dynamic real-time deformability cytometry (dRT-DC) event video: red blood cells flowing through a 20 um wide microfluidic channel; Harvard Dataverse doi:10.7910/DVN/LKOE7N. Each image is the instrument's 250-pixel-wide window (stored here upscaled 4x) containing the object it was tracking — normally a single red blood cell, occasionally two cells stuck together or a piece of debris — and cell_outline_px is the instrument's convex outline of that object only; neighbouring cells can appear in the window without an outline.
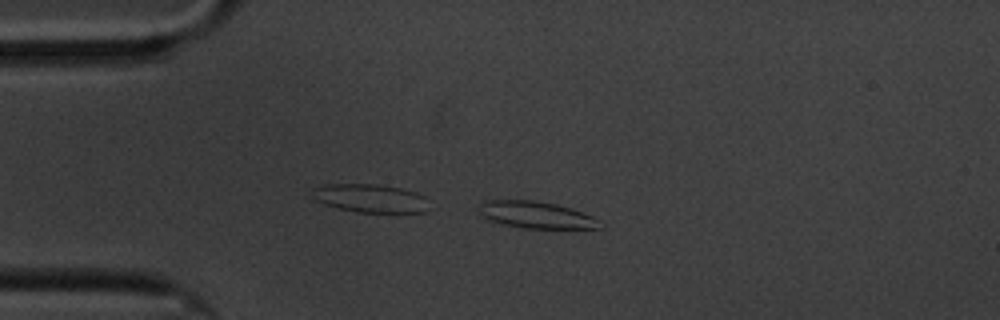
{"species": "common noctule bat (a hibernating species)", "species_latin": "Nyctalus noctula", "temperature_condition": "cold", "stored_images_in_passage": 47, "camera_frame_rate_fps": 3000, "um_per_image_px": 0.085, "animal": {"sex": "male", "body_mass_g": 20.1, "forearm_length_mm": 53.5}, "frame": {"image": 1, "passage_image": 1, "time_ms": 0.0, "image_size_px": [1000, 320], "cell_outline_px": [[600, 228], [524, 228], [504, 224], [488, 220], [480, 212], [480, 204], [484, 200], [532, 200], [556, 204], [592, 216], [600, 220]], "centroid_in_image_um": [45.55, 18.26], "position_along_channel_um": 39.5, "area_um2": 18.55}}
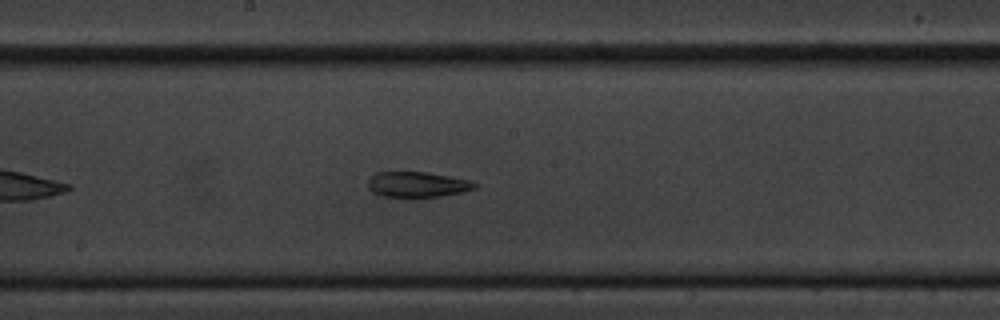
{"frame": {"image": 2, "passage_image": 19, "time_ms": 6.0, "image_size_px": [1000, 320], "cell_outline_px": [[480, 184], [476, 188], [464, 192], [440, 196], [380, 196], [372, 192], [368, 188], [368, 180], [376, 172], [428, 172], [472, 180]], "centroid_in_image_um": [35.53, 15.67], "position_along_channel_um": 212.7, "area_um2": 15.9}}
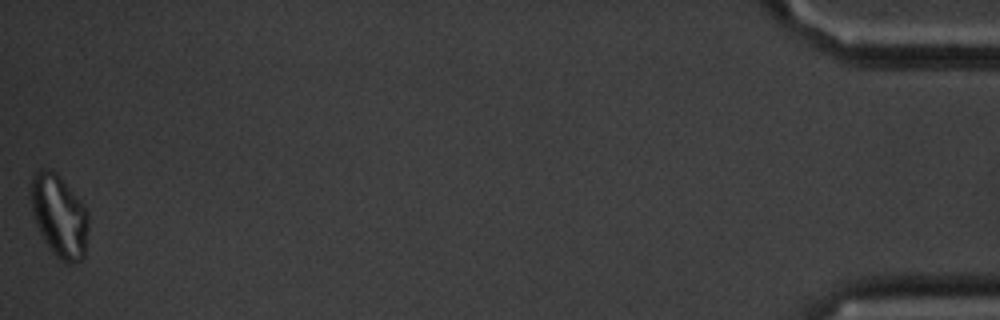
{"frame": {"image": 3, "passage_image": 47, "time_ms": 15.333, "image_size_px": [1000, 320], "cell_outline_px": [[88, 228], [84, 256], [80, 260], [72, 264], [68, 264], [60, 260], [52, 252], [44, 240], [36, 224], [32, 212], [28, 196], [28, 188], [32, 176], [40, 168], [48, 168], [56, 172], [60, 176], [84, 204], [88, 212]], "centroid_in_image_um": [5.0, 18.31], "position_along_channel_um": 430.2, "area_um2": 28.26}, "authors_computed_cell_mechanics": {"area_um2": 17.051, "velocity_mm_per_s": 3.3476, "shape_relaxation_time_tau1_ms": null, "shape_relaxation_time_tau2_ms": 7.1828, "deformation_change_tau1": null, "deformation_change_tau2": 0.1662}}